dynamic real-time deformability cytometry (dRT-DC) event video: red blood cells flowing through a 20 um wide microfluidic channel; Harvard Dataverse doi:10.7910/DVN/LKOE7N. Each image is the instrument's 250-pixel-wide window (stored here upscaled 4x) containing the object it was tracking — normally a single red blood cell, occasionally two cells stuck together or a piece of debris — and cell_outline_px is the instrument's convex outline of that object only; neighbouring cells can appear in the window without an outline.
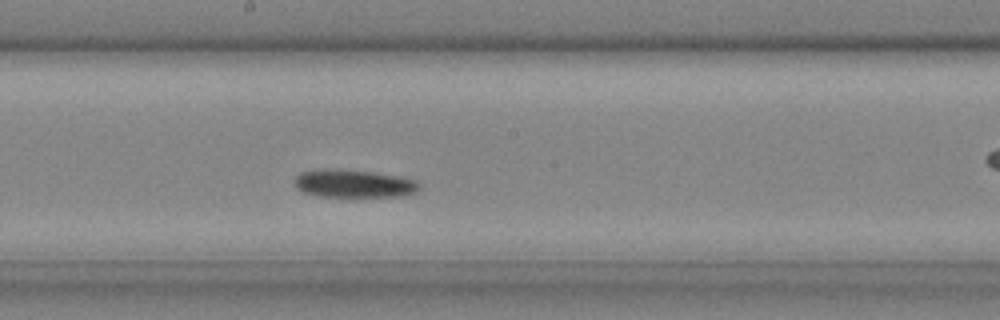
{"species": "common noctule bat (a hibernating species)", "species_latin": "Nyctalus noctula", "temperature_condition": "cold", "stored_images_in_passage": 27, "camera_frame_rate_fps": 3000, "um_per_image_px": 0.085, "animal": {"sex": "male", "body_mass_g": 20.4}, "frame": {"image": 1, "passage_image": 16, "time_ms": 5.0, "image_size_px": [1000, 320], "cell_outline_px": [[420, 188], [416, 192], [404, 196], [352, 200], [316, 196], [304, 192], [296, 188], [296, 176], [300, 172], [320, 168], [328, 168], [372, 172], [400, 176], [420, 180]], "centroid_in_image_um": [30.12, 15.66], "position_along_channel_um": 218.1, "area_um2": 21.73}}